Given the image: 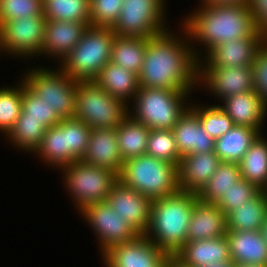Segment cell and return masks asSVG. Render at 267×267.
Masks as SVG:
<instances>
[{
	"label": "cell",
	"mask_w": 267,
	"mask_h": 267,
	"mask_svg": "<svg viewBox=\"0 0 267 267\" xmlns=\"http://www.w3.org/2000/svg\"><path fill=\"white\" fill-rule=\"evenodd\" d=\"M180 27L184 33L182 39L181 35L173 33L171 29L148 39L142 70L138 76L140 87L184 92L196 90L198 59L185 28Z\"/></svg>",
	"instance_id": "1"
},
{
	"label": "cell",
	"mask_w": 267,
	"mask_h": 267,
	"mask_svg": "<svg viewBox=\"0 0 267 267\" xmlns=\"http://www.w3.org/2000/svg\"><path fill=\"white\" fill-rule=\"evenodd\" d=\"M196 10L185 16L181 25L198 61L202 60L203 53H197L195 42L205 46L203 52L207 55L225 41L252 36L257 31L249 4H200Z\"/></svg>",
	"instance_id": "2"
},
{
	"label": "cell",
	"mask_w": 267,
	"mask_h": 267,
	"mask_svg": "<svg viewBox=\"0 0 267 267\" xmlns=\"http://www.w3.org/2000/svg\"><path fill=\"white\" fill-rule=\"evenodd\" d=\"M197 193L179 191L154 199L150 223L145 232L165 254L174 256L187 242L188 227Z\"/></svg>",
	"instance_id": "3"
},
{
	"label": "cell",
	"mask_w": 267,
	"mask_h": 267,
	"mask_svg": "<svg viewBox=\"0 0 267 267\" xmlns=\"http://www.w3.org/2000/svg\"><path fill=\"white\" fill-rule=\"evenodd\" d=\"M118 180L152 200L180 191L178 166L148 154L125 160Z\"/></svg>",
	"instance_id": "4"
},
{
	"label": "cell",
	"mask_w": 267,
	"mask_h": 267,
	"mask_svg": "<svg viewBox=\"0 0 267 267\" xmlns=\"http://www.w3.org/2000/svg\"><path fill=\"white\" fill-rule=\"evenodd\" d=\"M192 92L163 88L140 87L129 107V115L150 130H172L190 107L187 101ZM187 105V106H186ZM132 110V111H131Z\"/></svg>",
	"instance_id": "5"
},
{
	"label": "cell",
	"mask_w": 267,
	"mask_h": 267,
	"mask_svg": "<svg viewBox=\"0 0 267 267\" xmlns=\"http://www.w3.org/2000/svg\"><path fill=\"white\" fill-rule=\"evenodd\" d=\"M114 36L110 27L89 26L58 67L77 81L94 80L110 61Z\"/></svg>",
	"instance_id": "6"
},
{
	"label": "cell",
	"mask_w": 267,
	"mask_h": 267,
	"mask_svg": "<svg viewBox=\"0 0 267 267\" xmlns=\"http://www.w3.org/2000/svg\"><path fill=\"white\" fill-rule=\"evenodd\" d=\"M129 115V106L111 96L94 80L78 81L74 117L92 128H116Z\"/></svg>",
	"instance_id": "7"
},
{
	"label": "cell",
	"mask_w": 267,
	"mask_h": 267,
	"mask_svg": "<svg viewBox=\"0 0 267 267\" xmlns=\"http://www.w3.org/2000/svg\"><path fill=\"white\" fill-rule=\"evenodd\" d=\"M56 69L36 66L21 79L61 119L74 117L78 81Z\"/></svg>",
	"instance_id": "8"
},
{
	"label": "cell",
	"mask_w": 267,
	"mask_h": 267,
	"mask_svg": "<svg viewBox=\"0 0 267 267\" xmlns=\"http://www.w3.org/2000/svg\"><path fill=\"white\" fill-rule=\"evenodd\" d=\"M64 188L73 199L77 211L93 203L107 200L118 176L108 169L92 166L81 160L61 168Z\"/></svg>",
	"instance_id": "9"
},
{
	"label": "cell",
	"mask_w": 267,
	"mask_h": 267,
	"mask_svg": "<svg viewBox=\"0 0 267 267\" xmlns=\"http://www.w3.org/2000/svg\"><path fill=\"white\" fill-rule=\"evenodd\" d=\"M165 1L124 0L112 31L117 36L151 38L168 30Z\"/></svg>",
	"instance_id": "10"
},
{
	"label": "cell",
	"mask_w": 267,
	"mask_h": 267,
	"mask_svg": "<svg viewBox=\"0 0 267 267\" xmlns=\"http://www.w3.org/2000/svg\"><path fill=\"white\" fill-rule=\"evenodd\" d=\"M45 24L43 14L4 22L0 26V53L24 59L40 56Z\"/></svg>",
	"instance_id": "11"
},
{
	"label": "cell",
	"mask_w": 267,
	"mask_h": 267,
	"mask_svg": "<svg viewBox=\"0 0 267 267\" xmlns=\"http://www.w3.org/2000/svg\"><path fill=\"white\" fill-rule=\"evenodd\" d=\"M79 212L97 235L101 256L111 247L132 241L140 235L107 201L87 205Z\"/></svg>",
	"instance_id": "12"
},
{
	"label": "cell",
	"mask_w": 267,
	"mask_h": 267,
	"mask_svg": "<svg viewBox=\"0 0 267 267\" xmlns=\"http://www.w3.org/2000/svg\"><path fill=\"white\" fill-rule=\"evenodd\" d=\"M198 85H204L220 101L238 93L255 91L252 66L198 67Z\"/></svg>",
	"instance_id": "13"
},
{
	"label": "cell",
	"mask_w": 267,
	"mask_h": 267,
	"mask_svg": "<svg viewBox=\"0 0 267 267\" xmlns=\"http://www.w3.org/2000/svg\"><path fill=\"white\" fill-rule=\"evenodd\" d=\"M168 256L148 237L139 235L132 241L111 247L102 259L105 267H161Z\"/></svg>",
	"instance_id": "14"
},
{
	"label": "cell",
	"mask_w": 267,
	"mask_h": 267,
	"mask_svg": "<svg viewBox=\"0 0 267 267\" xmlns=\"http://www.w3.org/2000/svg\"><path fill=\"white\" fill-rule=\"evenodd\" d=\"M267 37L256 31L252 36L225 41L214 47L198 67H240L252 66Z\"/></svg>",
	"instance_id": "15"
},
{
	"label": "cell",
	"mask_w": 267,
	"mask_h": 267,
	"mask_svg": "<svg viewBox=\"0 0 267 267\" xmlns=\"http://www.w3.org/2000/svg\"><path fill=\"white\" fill-rule=\"evenodd\" d=\"M106 201L140 235L145 234L150 223L152 199L117 180Z\"/></svg>",
	"instance_id": "16"
},
{
	"label": "cell",
	"mask_w": 267,
	"mask_h": 267,
	"mask_svg": "<svg viewBox=\"0 0 267 267\" xmlns=\"http://www.w3.org/2000/svg\"><path fill=\"white\" fill-rule=\"evenodd\" d=\"M81 161L108 169L119 176L124 161L118 147L116 128H92L87 150Z\"/></svg>",
	"instance_id": "17"
},
{
	"label": "cell",
	"mask_w": 267,
	"mask_h": 267,
	"mask_svg": "<svg viewBox=\"0 0 267 267\" xmlns=\"http://www.w3.org/2000/svg\"><path fill=\"white\" fill-rule=\"evenodd\" d=\"M91 24L80 22H67L63 20H46L44 42L41 55L54 58L61 63L62 60L79 43L85 30Z\"/></svg>",
	"instance_id": "18"
},
{
	"label": "cell",
	"mask_w": 267,
	"mask_h": 267,
	"mask_svg": "<svg viewBox=\"0 0 267 267\" xmlns=\"http://www.w3.org/2000/svg\"><path fill=\"white\" fill-rule=\"evenodd\" d=\"M220 158L215 152L193 153L182 156L178 165L180 191L198 193L215 173Z\"/></svg>",
	"instance_id": "19"
},
{
	"label": "cell",
	"mask_w": 267,
	"mask_h": 267,
	"mask_svg": "<svg viewBox=\"0 0 267 267\" xmlns=\"http://www.w3.org/2000/svg\"><path fill=\"white\" fill-rule=\"evenodd\" d=\"M219 105L231 118L234 125L255 128L263 133V122L267 116V107L256 91L238 93L221 101ZM262 126V127H261Z\"/></svg>",
	"instance_id": "20"
},
{
	"label": "cell",
	"mask_w": 267,
	"mask_h": 267,
	"mask_svg": "<svg viewBox=\"0 0 267 267\" xmlns=\"http://www.w3.org/2000/svg\"><path fill=\"white\" fill-rule=\"evenodd\" d=\"M172 131L181 156L215 150V139L205 131L198 115L190 107L179 118Z\"/></svg>",
	"instance_id": "21"
},
{
	"label": "cell",
	"mask_w": 267,
	"mask_h": 267,
	"mask_svg": "<svg viewBox=\"0 0 267 267\" xmlns=\"http://www.w3.org/2000/svg\"><path fill=\"white\" fill-rule=\"evenodd\" d=\"M174 256L189 267H206L209 264L232 261L226 235L187 241Z\"/></svg>",
	"instance_id": "22"
},
{
	"label": "cell",
	"mask_w": 267,
	"mask_h": 267,
	"mask_svg": "<svg viewBox=\"0 0 267 267\" xmlns=\"http://www.w3.org/2000/svg\"><path fill=\"white\" fill-rule=\"evenodd\" d=\"M226 234V215L216 204L197 199L190 218L187 241L205 240Z\"/></svg>",
	"instance_id": "23"
},
{
	"label": "cell",
	"mask_w": 267,
	"mask_h": 267,
	"mask_svg": "<svg viewBox=\"0 0 267 267\" xmlns=\"http://www.w3.org/2000/svg\"><path fill=\"white\" fill-rule=\"evenodd\" d=\"M232 262L267 267V243L261 231H227Z\"/></svg>",
	"instance_id": "24"
},
{
	"label": "cell",
	"mask_w": 267,
	"mask_h": 267,
	"mask_svg": "<svg viewBox=\"0 0 267 267\" xmlns=\"http://www.w3.org/2000/svg\"><path fill=\"white\" fill-rule=\"evenodd\" d=\"M94 81L114 98L129 103V106L140 88L136 74L111 61L100 70Z\"/></svg>",
	"instance_id": "25"
},
{
	"label": "cell",
	"mask_w": 267,
	"mask_h": 267,
	"mask_svg": "<svg viewBox=\"0 0 267 267\" xmlns=\"http://www.w3.org/2000/svg\"><path fill=\"white\" fill-rule=\"evenodd\" d=\"M260 134L255 128L234 125L224 135L215 139L214 152L221 162L239 163Z\"/></svg>",
	"instance_id": "26"
},
{
	"label": "cell",
	"mask_w": 267,
	"mask_h": 267,
	"mask_svg": "<svg viewBox=\"0 0 267 267\" xmlns=\"http://www.w3.org/2000/svg\"><path fill=\"white\" fill-rule=\"evenodd\" d=\"M267 216V199L261 190L226 216L227 231H260Z\"/></svg>",
	"instance_id": "27"
},
{
	"label": "cell",
	"mask_w": 267,
	"mask_h": 267,
	"mask_svg": "<svg viewBox=\"0 0 267 267\" xmlns=\"http://www.w3.org/2000/svg\"><path fill=\"white\" fill-rule=\"evenodd\" d=\"M148 39L115 35L110 61L139 76L143 66Z\"/></svg>",
	"instance_id": "28"
},
{
	"label": "cell",
	"mask_w": 267,
	"mask_h": 267,
	"mask_svg": "<svg viewBox=\"0 0 267 267\" xmlns=\"http://www.w3.org/2000/svg\"><path fill=\"white\" fill-rule=\"evenodd\" d=\"M150 129L128 115L116 127L118 147L123 161L146 154Z\"/></svg>",
	"instance_id": "29"
},
{
	"label": "cell",
	"mask_w": 267,
	"mask_h": 267,
	"mask_svg": "<svg viewBox=\"0 0 267 267\" xmlns=\"http://www.w3.org/2000/svg\"><path fill=\"white\" fill-rule=\"evenodd\" d=\"M241 178L257 185H267V140L260 134L239 162Z\"/></svg>",
	"instance_id": "30"
},
{
	"label": "cell",
	"mask_w": 267,
	"mask_h": 267,
	"mask_svg": "<svg viewBox=\"0 0 267 267\" xmlns=\"http://www.w3.org/2000/svg\"><path fill=\"white\" fill-rule=\"evenodd\" d=\"M241 179L239 163L221 162L210 180L197 193L203 202L217 204L224 193Z\"/></svg>",
	"instance_id": "31"
},
{
	"label": "cell",
	"mask_w": 267,
	"mask_h": 267,
	"mask_svg": "<svg viewBox=\"0 0 267 267\" xmlns=\"http://www.w3.org/2000/svg\"><path fill=\"white\" fill-rule=\"evenodd\" d=\"M39 159L49 164L52 169L56 166L58 170L68 165V149H66L65 126L59 122L56 126L49 127L35 150Z\"/></svg>",
	"instance_id": "32"
},
{
	"label": "cell",
	"mask_w": 267,
	"mask_h": 267,
	"mask_svg": "<svg viewBox=\"0 0 267 267\" xmlns=\"http://www.w3.org/2000/svg\"><path fill=\"white\" fill-rule=\"evenodd\" d=\"M47 129L44 121L25 119V113L21 111L15 125L5 137L14 144L13 147L33 154L40 145Z\"/></svg>",
	"instance_id": "33"
},
{
	"label": "cell",
	"mask_w": 267,
	"mask_h": 267,
	"mask_svg": "<svg viewBox=\"0 0 267 267\" xmlns=\"http://www.w3.org/2000/svg\"><path fill=\"white\" fill-rule=\"evenodd\" d=\"M46 20L90 22V0H42Z\"/></svg>",
	"instance_id": "34"
},
{
	"label": "cell",
	"mask_w": 267,
	"mask_h": 267,
	"mask_svg": "<svg viewBox=\"0 0 267 267\" xmlns=\"http://www.w3.org/2000/svg\"><path fill=\"white\" fill-rule=\"evenodd\" d=\"M65 126L66 149H68V165L81 160L84 156L90 137L91 128L76 117L64 118L60 121Z\"/></svg>",
	"instance_id": "35"
},
{
	"label": "cell",
	"mask_w": 267,
	"mask_h": 267,
	"mask_svg": "<svg viewBox=\"0 0 267 267\" xmlns=\"http://www.w3.org/2000/svg\"><path fill=\"white\" fill-rule=\"evenodd\" d=\"M15 87L0 88V131L5 136L15 125L22 111V79Z\"/></svg>",
	"instance_id": "36"
},
{
	"label": "cell",
	"mask_w": 267,
	"mask_h": 267,
	"mask_svg": "<svg viewBox=\"0 0 267 267\" xmlns=\"http://www.w3.org/2000/svg\"><path fill=\"white\" fill-rule=\"evenodd\" d=\"M146 154L179 165V154L175 136L172 130L153 129L148 134Z\"/></svg>",
	"instance_id": "37"
},
{
	"label": "cell",
	"mask_w": 267,
	"mask_h": 267,
	"mask_svg": "<svg viewBox=\"0 0 267 267\" xmlns=\"http://www.w3.org/2000/svg\"><path fill=\"white\" fill-rule=\"evenodd\" d=\"M192 104H190V108L198 115L203 128L213 139L221 137L234 126L231 118L221 109L219 104L212 106Z\"/></svg>",
	"instance_id": "38"
},
{
	"label": "cell",
	"mask_w": 267,
	"mask_h": 267,
	"mask_svg": "<svg viewBox=\"0 0 267 267\" xmlns=\"http://www.w3.org/2000/svg\"><path fill=\"white\" fill-rule=\"evenodd\" d=\"M22 112L25 119L44 121L49 128L56 126L62 120L42 98L37 96L22 80Z\"/></svg>",
	"instance_id": "39"
},
{
	"label": "cell",
	"mask_w": 267,
	"mask_h": 267,
	"mask_svg": "<svg viewBox=\"0 0 267 267\" xmlns=\"http://www.w3.org/2000/svg\"><path fill=\"white\" fill-rule=\"evenodd\" d=\"M260 191L261 189L257 185L241 178L233 184L227 193H224L216 205L227 216L237 207L254 198Z\"/></svg>",
	"instance_id": "40"
},
{
	"label": "cell",
	"mask_w": 267,
	"mask_h": 267,
	"mask_svg": "<svg viewBox=\"0 0 267 267\" xmlns=\"http://www.w3.org/2000/svg\"><path fill=\"white\" fill-rule=\"evenodd\" d=\"M42 14V0H0V26L10 20Z\"/></svg>",
	"instance_id": "41"
},
{
	"label": "cell",
	"mask_w": 267,
	"mask_h": 267,
	"mask_svg": "<svg viewBox=\"0 0 267 267\" xmlns=\"http://www.w3.org/2000/svg\"><path fill=\"white\" fill-rule=\"evenodd\" d=\"M124 0H90V22L94 27L112 28L118 21Z\"/></svg>",
	"instance_id": "42"
},
{
	"label": "cell",
	"mask_w": 267,
	"mask_h": 267,
	"mask_svg": "<svg viewBox=\"0 0 267 267\" xmlns=\"http://www.w3.org/2000/svg\"><path fill=\"white\" fill-rule=\"evenodd\" d=\"M252 70L254 89L263 98L267 107V42L259 50Z\"/></svg>",
	"instance_id": "43"
},
{
	"label": "cell",
	"mask_w": 267,
	"mask_h": 267,
	"mask_svg": "<svg viewBox=\"0 0 267 267\" xmlns=\"http://www.w3.org/2000/svg\"><path fill=\"white\" fill-rule=\"evenodd\" d=\"M248 4L257 31L267 37V0H249Z\"/></svg>",
	"instance_id": "44"
},
{
	"label": "cell",
	"mask_w": 267,
	"mask_h": 267,
	"mask_svg": "<svg viewBox=\"0 0 267 267\" xmlns=\"http://www.w3.org/2000/svg\"><path fill=\"white\" fill-rule=\"evenodd\" d=\"M201 4H248L249 0H200Z\"/></svg>",
	"instance_id": "45"
},
{
	"label": "cell",
	"mask_w": 267,
	"mask_h": 267,
	"mask_svg": "<svg viewBox=\"0 0 267 267\" xmlns=\"http://www.w3.org/2000/svg\"><path fill=\"white\" fill-rule=\"evenodd\" d=\"M167 267H189V266L184 265L175 256H168Z\"/></svg>",
	"instance_id": "46"
},
{
	"label": "cell",
	"mask_w": 267,
	"mask_h": 267,
	"mask_svg": "<svg viewBox=\"0 0 267 267\" xmlns=\"http://www.w3.org/2000/svg\"><path fill=\"white\" fill-rule=\"evenodd\" d=\"M206 267H235V264L232 261L219 262L216 264H209Z\"/></svg>",
	"instance_id": "47"
},
{
	"label": "cell",
	"mask_w": 267,
	"mask_h": 267,
	"mask_svg": "<svg viewBox=\"0 0 267 267\" xmlns=\"http://www.w3.org/2000/svg\"><path fill=\"white\" fill-rule=\"evenodd\" d=\"M260 231H261V234H262L265 242L267 243V216H266L264 223L262 224Z\"/></svg>",
	"instance_id": "48"
},
{
	"label": "cell",
	"mask_w": 267,
	"mask_h": 267,
	"mask_svg": "<svg viewBox=\"0 0 267 267\" xmlns=\"http://www.w3.org/2000/svg\"><path fill=\"white\" fill-rule=\"evenodd\" d=\"M235 267H266V266H260V265H254V264H237Z\"/></svg>",
	"instance_id": "49"
},
{
	"label": "cell",
	"mask_w": 267,
	"mask_h": 267,
	"mask_svg": "<svg viewBox=\"0 0 267 267\" xmlns=\"http://www.w3.org/2000/svg\"><path fill=\"white\" fill-rule=\"evenodd\" d=\"M262 191L264 192L265 197L267 199V185L262 189Z\"/></svg>",
	"instance_id": "50"
},
{
	"label": "cell",
	"mask_w": 267,
	"mask_h": 267,
	"mask_svg": "<svg viewBox=\"0 0 267 267\" xmlns=\"http://www.w3.org/2000/svg\"><path fill=\"white\" fill-rule=\"evenodd\" d=\"M161 267H167V261Z\"/></svg>",
	"instance_id": "51"
}]
</instances>
